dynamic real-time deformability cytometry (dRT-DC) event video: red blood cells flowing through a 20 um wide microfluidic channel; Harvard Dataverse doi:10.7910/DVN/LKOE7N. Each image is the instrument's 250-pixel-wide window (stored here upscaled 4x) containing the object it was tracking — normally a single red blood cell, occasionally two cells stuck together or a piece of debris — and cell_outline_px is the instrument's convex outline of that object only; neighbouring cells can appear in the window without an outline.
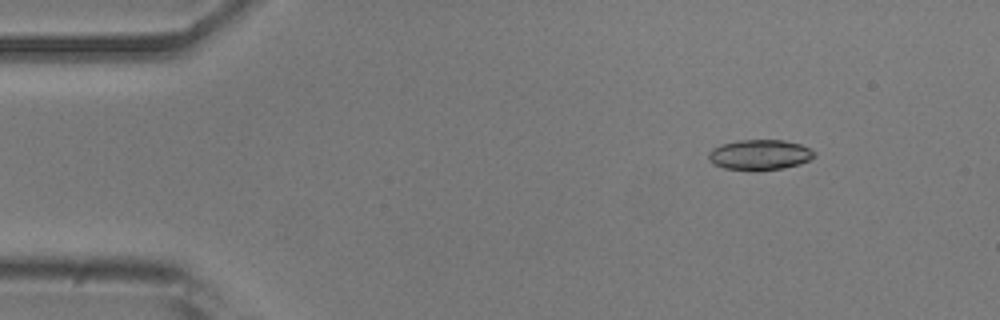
{"species": "common noctule bat (a hibernating species)", "species_latin": "Nyctalus noctula", "temperature_condition": "room temperature", "stored_images_in_passage": 47, "camera_frame_rate_fps": 3000, "um_per_image_px": 0.085, "animal": {"sex": "male", "body_mass_g": 20.5, "forearm_length_mm": 52.5}, "frame": {"image": 1, "passage_image": 1, "time_ms": 0.0, "image_size_px": [1000, 320], "cell_outline_px": [[816, 156], [800, 164], [784, 168], [752, 172], [724, 168], [708, 160], [708, 152], [712, 148], [720, 144], [736, 140], [784, 140], [800, 144], [808, 148]], "centroid_in_image_um": [64.53, 13.17], "position_along_channel_um": 20.5, "area_um2": 18.96}}
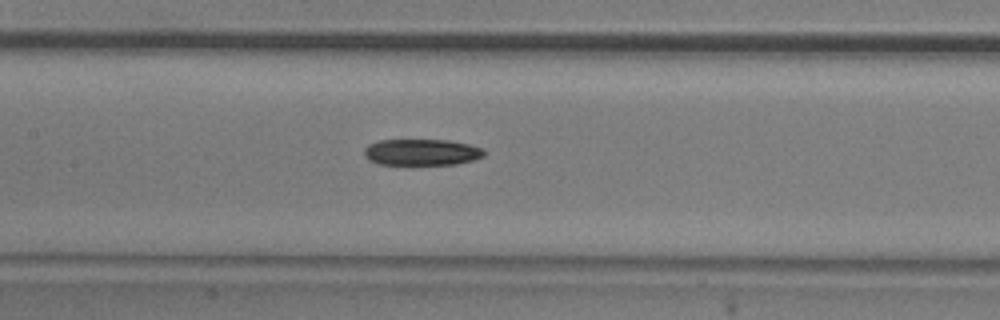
{"frame": {"image": 2, "passage_image": 19, "time_ms": 6.0, "image_size_px": [1000, 320], "cell_outline_px": [[484, 156], [472, 160], [456, 164], [380, 164], [368, 160], [364, 156], [364, 148], [368, 144], [380, 140], [448, 140], [468, 144], [484, 148]], "centroid_in_image_um": [35.82, 12.93], "position_along_channel_um": 171.6, "area_um2": 18.38}}
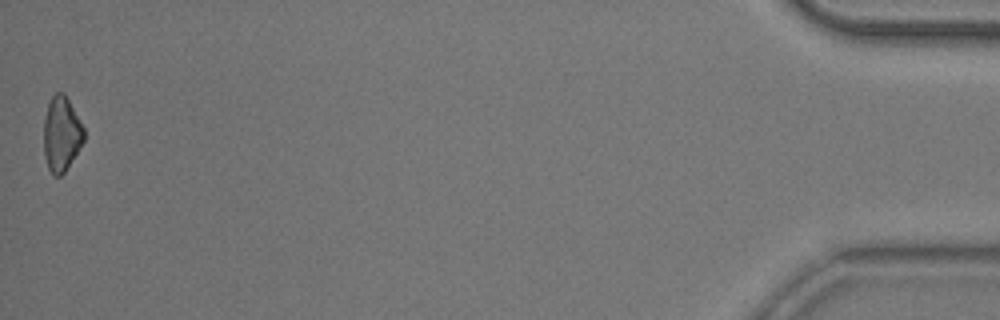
{"frame": {"image": 3, "passage_image": 47, "time_ms": 15.333, "image_size_px": [1000, 320], "cell_outline_px": [[84, 140], [64, 172], [60, 176], [52, 176], [48, 168], [44, 156], [44, 120], [48, 104], [52, 96], [56, 92], [64, 92], [84, 128]], "centroid_in_image_um": [5.21, 11.39], "position_along_channel_um": 430.0, "area_um2": 17.34}, "authors_computed_cell_mechanics": {"area_um2": 19.1318, "velocity_mm_per_s": 3.8147, "shape_relaxation_time_tau1_ms": 5.0629, "shape_relaxation_time_tau2_ms": null, "deformation_change_tau1": 0.1495, "deformation_change_tau2": null}}